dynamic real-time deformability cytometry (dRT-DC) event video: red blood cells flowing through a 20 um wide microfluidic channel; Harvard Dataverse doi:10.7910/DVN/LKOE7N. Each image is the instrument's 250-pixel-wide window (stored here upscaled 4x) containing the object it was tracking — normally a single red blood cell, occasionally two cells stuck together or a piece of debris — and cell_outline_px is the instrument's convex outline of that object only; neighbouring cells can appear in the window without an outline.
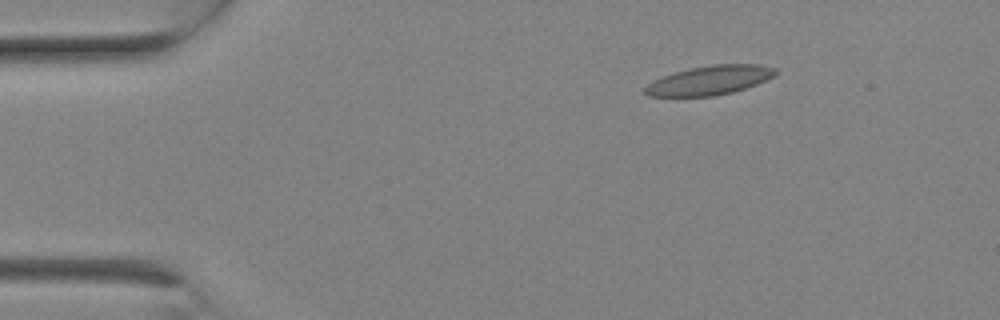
{"species": "Egyptian fruit bat (a non-hibernating species)", "species_latin": "Rousettus aegyptiacus", "temperature_condition": "room temperature", "stored_images_in_passage": 3, "camera_frame_rate_fps": 3000, "um_per_image_px": 0.085, "animal": {"sex": "female"}, "frame": {"image": 1, "passage_image": 3, "time_ms": 0.667, "image_size_px": [1000, 320], "cell_outline_px": [[780, 72], [776, 76], [756, 84], [732, 92], [716, 96], [648, 96], [644, 92], [644, 88], [648, 84], [672, 72], [712, 64], [760, 64], [776, 68]], "centroid_in_image_um": [60.38, 6.81], "position_along_channel_um": 24.6, "area_um2": 22.2}}